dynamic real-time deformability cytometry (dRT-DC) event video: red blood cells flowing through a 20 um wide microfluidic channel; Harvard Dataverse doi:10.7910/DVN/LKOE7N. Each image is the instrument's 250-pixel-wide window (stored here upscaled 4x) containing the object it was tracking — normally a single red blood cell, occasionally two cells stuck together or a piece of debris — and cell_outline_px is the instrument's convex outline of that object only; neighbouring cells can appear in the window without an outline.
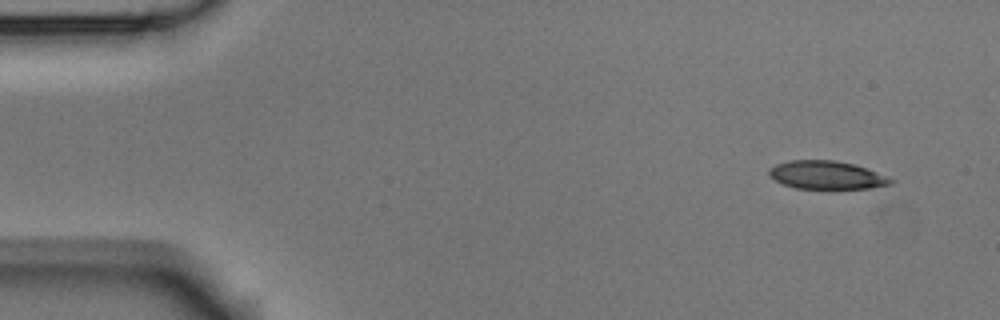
{"species": "Egyptian fruit bat (a non-hibernating species)", "species_latin": "Rousettus aegyptiacus", "temperature_condition": "room temperature", "stored_images_in_passage": 5, "camera_frame_rate_fps": 3000, "um_per_image_px": 0.085, "animal": {"sex": "male"}, "frame": {"image": 1, "passage_image": 1, "time_ms": 0.0, "image_size_px": [1000, 320], "cell_outline_px": [[896, 180], [892, 184], [872, 188], [796, 188], [784, 184], [768, 176], [768, 168], [776, 164], [792, 160], [836, 160], [852, 164], [888, 176]], "centroid_in_image_um": [70.26, 14.88], "position_along_channel_um": 14.7, "area_um2": 19.88}}
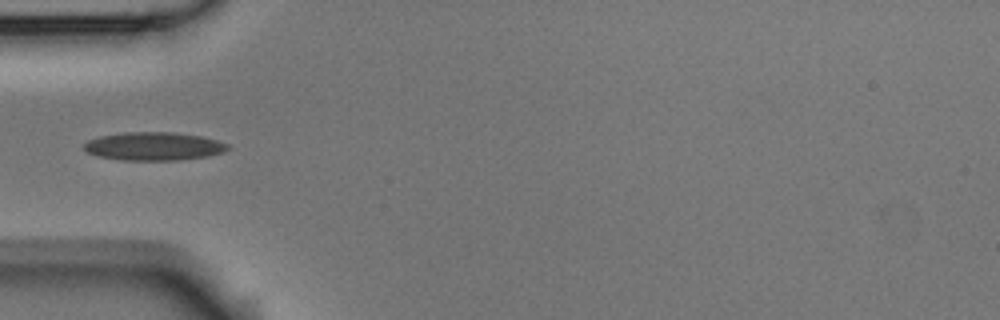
{"frame": {"image": 2, "passage_image": 4, "time_ms": 1.0, "image_size_px": [1000, 320], "cell_outline_px": [[228, 148], [224, 152], [208, 156], [176, 160], [120, 160], [100, 156], [88, 152], [84, 148], [84, 144], [88, 140], [100, 136], [124, 132], [172, 132], [204, 136], [228, 144]], "centroid_in_image_um": [13.09, 12.42], "position_along_channel_um": 71.9, "area_um2": 23.58}}
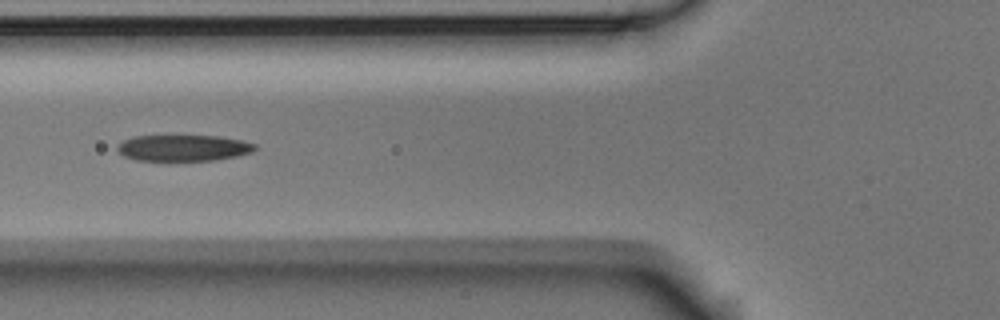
{"frame": {"image": 3, "passage_image": 5, "time_ms": 1.333, "image_size_px": [1000, 320], "cell_outline_px": [[256, 148], [252, 152], [236, 156], [216, 160], [136, 160], [124, 156], [116, 148], [124, 140], [132, 136], [220, 136], [240, 140], [256, 144]], "centroid_in_image_um": [15.6, 12.57], "position_along_channel_um": 110.2, "area_um2": 20.81}}